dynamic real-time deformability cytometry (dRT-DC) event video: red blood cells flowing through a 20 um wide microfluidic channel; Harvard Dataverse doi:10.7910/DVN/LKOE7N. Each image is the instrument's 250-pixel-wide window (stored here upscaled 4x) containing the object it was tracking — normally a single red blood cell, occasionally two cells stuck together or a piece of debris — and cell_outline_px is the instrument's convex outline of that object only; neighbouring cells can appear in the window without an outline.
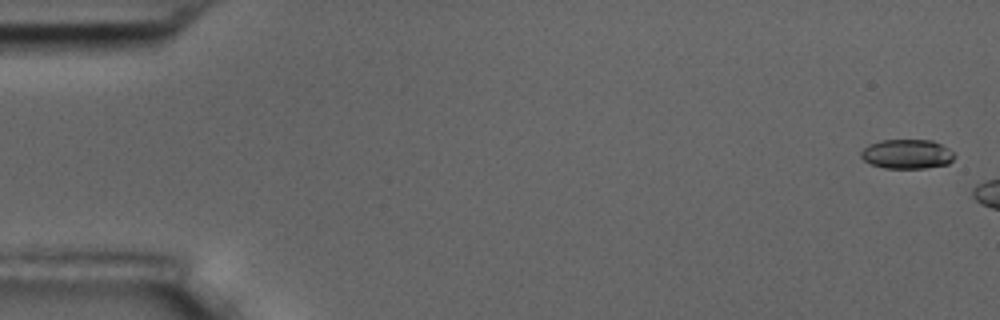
{"species": "common noctule bat (a hibernating species)", "species_latin": "Nyctalus noctula", "temperature_condition": "room temperature", "stored_images_in_passage": 4, "camera_frame_rate_fps": 3000, "um_per_image_px": 0.085, "animal": {"sex": "male", "body_mass_g": 17.5, "forearm_length_mm": 52.3}, "frame": {"image": 1, "passage_image": 1, "time_ms": 0.0, "image_size_px": [1000, 320], "cell_outline_px": [[956, 156], [948, 164], [924, 168], [884, 168], [872, 164], [864, 160], [860, 156], [860, 152], [868, 144], [880, 140], [932, 140], [948, 148]], "centroid_in_image_um": [77.08, 13.09], "position_along_channel_um": 7.9, "area_um2": 16.01}}